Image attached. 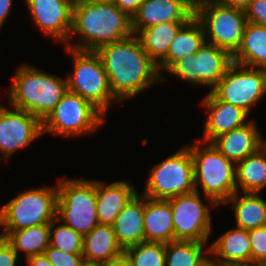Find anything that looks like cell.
Listing matches in <instances>:
<instances>
[{
  "label": "cell",
  "instance_id": "obj_39",
  "mask_svg": "<svg viewBox=\"0 0 266 266\" xmlns=\"http://www.w3.org/2000/svg\"><path fill=\"white\" fill-rule=\"evenodd\" d=\"M222 5L245 11L252 0H216Z\"/></svg>",
  "mask_w": 266,
  "mask_h": 266
},
{
  "label": "cell",
  "instance_id": "obj_1",
  "mask_svg": "<svg viewBox=\"0 0 266 266\" xmlns=\"http://www.w3.org/2000/svg\"><path fill=\"white\" fill-rule=\"evenodd\" d=\"M101 58L109 79L113 96L123 102L133 98L146 88L163 81L157 65L142 48L135 34L117 42L99 47Z\"/></svg>",
  "mask_w": 266,
  "mask_h": 266
},
{
  "label": "cell",
  "instance_id": "obj_46",
  "mask_svg": "<svg viewBox=\"0 0 266 266\" xmlns=\"http://www.w3.org/2000/svg\"><path fill=\"white\" fill-rule=\"evenodd\" d=\"M259 266H266V259H264L261 263H259Z\"/></svg>",
  "mask_w": 266,
  "mask_h": 266
},
{
  "label": "cell",
  "instance_id": "obj_13",
  "mask_svg": "<svg viewBox=\"0 0 266 266\" xmlns=\"http://www.w3.org/2000/svg\"><path fill=\"white\" fill-rule=\"evenodd\" d=\"M193 191L168 199L172 208L174 240L209 242L212 232L210 207Z\"/></svg>",
  "mask_w": 266,
  "mask_h": 266
},
{
  "label": "cell",
  "instance_id": "obj_25",
  "mask_svg": "<svg viewBox=\"0 0 266 266\" xmlns=\"http://www.w3.org/2000/svg\"><path fill=\"white\" fill-rule=\"evenodd\" d=\"M242 66L266 69V27L248 22L242 43L232 56Z\"/></svg>",
  "mask_w": 266,
  "mask_h": 266
},
{
  "label": "cell",
  "instance_id": "obj_26",
  "mask_svg": "<svg viewBox=\"0 0 266 266\" xmlns=\"http://www.w3.org/2000/svg\"><path fill=\"white\" fill-rule=\"evenodd\" d=\"M235 212L236 226L241 229L251 230L266 225V200L259 193L240 194L236 191L226 203Z\"/></svg>",
  "mask_w": 266,
  "mask_h": 266
},
{
  "label": "cell",
  "instance_id": "obj_47",
  "mask_svg": "<svg viewBox=\"0 0 266 266\" xmlns=\"http://www.w3.org/2000/svg\"><path fill=\"white\" fill-rule=\"evenodd\" d=\"M4 239V237L2 236V234L0 233V242Z\"/></svg>",
  "mask_w": 266,
  "mask_h": 266
},
{
  "label": "cell",
  "instance_id": "obj_36",
  "mask_svg": "<svg viewBox=\"0 0 266 266\" xmlns=\"http://www.w3.org/2000/svg\"><path fill=\"white\" fill-rule=\"evenodd\" d=\"M17 252L4 238L0 242V266H16Z\"/></svg>",
  "mask_w": 266,
  "mask_h": 266
},
{
  "label": "cell",
  "instance_id": "obj_2",
  "mask_svg": "<svg viewBox=\"0 0 266 266\" xmlns=\"http://www.w3.org/2000/svg\"><path fill=\"white\" fill-rule=\"evenodd\" d=\"M74 34L81 40L74 46L69 41L64 47L96 51L103 45L130 37L131 18L115 4L75 0L70 38Z\"/></svg>",
  "mask_w": 266,
  "mask_h": 266
},
{
  "label": "cell",
  "instance_id": "obj_43",
  "mask_svg": "<svg viewBox=\"0 0 266 266\" xmlns=\"http://www.w3.org/2000/svg\"><path fill=\"white\" fill-rule=\"evenodd\" d=\"M219 266H259L253 262H219Z\"/></svg>",
  "mask_w": 266,
  "mask_h": 266
},
{
  "label": "cell",
  "instance_id": "obj_18",
  "mask_svg": "<svg viewBox=\"0 0 266 266\" xmlns=\"http://www.w3.org/2000/svg\"><path fill=\"white\" fill-rule=\"evenodd\" d=\"M251 120L244 126L220 135L212 143L230 161L237 164L247 156L256 153L266 142Z\"/></svg>",
  "mask_w": 266,
  "mask_h": 266
},
{
  "label": "cell",
  "instance_id": "obj_24",
  "mask_svg": "<svg viewBox=\"0 0 266 266\" xmlns=\"http://www.w3.org/2000/svg\"><path fill=\"white\" fill-rule=\"evenodd\" d=\"M209 252L218 262H251L248 230H228L209 246Z\"/></svg>",
  "mask_w": 266,
  "mask_h": 266
},
{
  "label": "cell",
  "instance_id": "obj_32",
  "mask_svg": "<svg viewBox=\"0 0 266 266\" xmlns=\"http://www.w3.org/2000/svg\"><path fill=\"white\" fill-rule=\"evenodd\" d=\"M55 222L61 223L55 227ZM54 229V230H53ZM50 246L66 253L83 252V235L69 227L58 217L50 223Z\"/></svg>",
  "mask_w": 266,
  "mask_h": 266
},
{
  "label": "cell",
  "instance_id": "obj_22",
  "mask_svg": "<svg viewBox=\"0 0 266 266\" xmlns=\"http://www.w3.org/2000/svg\"><path fill=\"white\" fill-rule=\"evenodd\" d=\"M205 42L206 38L200 21L195 16L191 17L177 31L169 45L166 57L157 65L159 74L162 76L160 71H166L175 61L187 55H194Z\"/></svg>",
  "mask_w": 266,
  "mask_h": 266
},
{
  "label": "cell",
  "instance_id": "obj_5",
  "mask_svg": "<svg viewBox=\"0 0 266 266\" xmlns=\"http://www.w3.org/2000/svg\"><path fill=\"white\" fill-rule=\"evenodd\" d=\"M194 16L200 21L206 42L233 56L239 49L248 20L245 11L216 0H195Z\"/></svg>",
  "mask_w": 266,
  "mask_h": 266
},
{
  "label": "cell",
  "instance_id": "obj_23",
  "mask_svg": "<svg viewBox=\"0 0 266 266\" xmlns=\"http://www.w3.org/2000/svg\"><path fill=\"white\" fill-rule=\"evenodd\" d=\"M124 254L112 225L98 224L83 236V259L89 262L109 263Z\"/></svg>",
  "mask_w": 266,
  "mask_h": 266
},
{
  "label": "cell",
  "instance_id": "obj_28",
  "mask_svg": "<svg viewBox=\"0 0 266 266\" xmlns=\"http://www.w3.org/2000/svg\"><path fill=\"white\" fill-rule=\"evenodd\" d=\"M184 23L186 22H163L141 29L136 34L142 48L156 65L166 57L170 43Z\"/></svg>",
  "mask_w": 266,
  "mask_h": 266
},
{
  "label": "cell",
  "instance_id": "obj_38",
  "mask_svg": "<svg viewBox=\"0 0 266 266\" xmlns=\"http://www.w3.org/2000/svg\"><path fill=\"white\" fill-rule=\"evenodd\" d=\"M13 0H0V29L11 13Z\"/></svg>",
  "mask_w": 266,
  "mask_h": 266
},
{
  "label": "cell",
  "instance_id": "obj_27",
  "mask_svg": "<svg viewBox=\"0 0 266 266\" xmlns=\"http://www.w3.org/2000/svg\"><path fill=\"white\" fill-rule=\"evenodd\" d=\"M266 187V144L236 164V189L259 193Z\"/></svg>",
  "mask_w": 266,
  "mask_h": 266
},
{
  "label": "cell",
  "instance_id": "obj_12",
  "mask_svg": "<svg viewBox=\"0 0 266 266\" xmlns=\"http://www.w3.org/2000/svg\"><path fill=\"white\" fill-rule=\"evenodd\" d=\"M232 62L226 50L205 42L194 55L175 61L165 72L189 83L207 85L211 91Z\"/></svg>",
  "mask_w": 266,
  "mask_h": 266
},
{
  "label": "cell",
  "instance_id": "obj_15",
  "mask_svg": "<svg viewBox=\"0 0 266 266\" xmlns=\"http://www.w3.org/2000/svg\"><path fill=\"white\" fill-rule=\"evenodd\" d=\"M75 0H26L35 26L55 40L69 42Z\"/></svg>",
  "mask_w": 266,
  "mask_h": 266
},
{
  "label": "cell",
  "instance_id": "obj_30",
  "mask_svg": "<svg viewBox=\"0 0 266 266\" xmlns=\"http://www.w3.org/2000/svg\"><path fill=\"white\" fill-rule=\"evenodd\" d=\"M206 244L183 240L166 243L165 266H197L210 253Z\"/></svg>",
  "mask_w": 266,
  "mask_h": 266
},
{
  "label": "cell",
  "instance_id": "obj_29",
  "mask_svg": "<svg viewBox=\"0 0 266 266\" xmlns=\"http://www.w3.org/2000/svg\"><path fill=\"white\" fill-rule=\"evenodd\" d=\"M1 234L17 254L24 252L26 259L44 253L50 245V223L21 230H3Z\"/></svg>",
  "mask_w": 266,
  "mask_h": 266
},
{
  "label": "cell",
  "instance_id": "obj_44",
  "mask_svg": "<svg viewBox=\"0 0 266 266\" xmlns=\"http://www.w3.org/2000/svg\"><path fill=\"white\" fill-rule=\"evenodd\" d=\"M81 266H105L104 263L83 261Z\"/></svg>",
  "mask_w": 266,
  "mask_h": 266
},
{
  "label": "cell",
  "instance_id": "obj_33",
  "mask_svg": "<svg viewBox=\"0 0 266 266\" xmlns=\"http://www.w3.org/2000/svg\"><path fill=\"white\" fill-rule=\"evenodd\" d=\"M251 262L259 264L266 259V225L248 230Z\"/></svg>",
  "mask_w": 266,
  "mask_h": 266
},
{
  "label": "cell",
  "instance_id": "obj_10",
  "mask_svg": "<svg viewBox=\"0 0 266 266\" xmlns=\"http://www.w3.org/2000/svg\"><path fill=\"white\" fill-rule=\"evenodd\" d=\"M104 117L105 115L91 102L67 90L42 121V131L67 138L91 134L105 122Z\"/></svg>",
  "mask_w": 266,
  "mask_h": 266
},
{
  "label": "cell",
  "instance_id": "obj_34",
  "mask_svg": "<svg viewBox=\"0 0 266 266\" xmlns=\"http://www.w3.org/2000/svg\"><path fill=\"white\" fill-rule=\"evenodd\" d=\"M44 254L54 266H81L84 261L82 253H66L50 245Z\"/></svg>",
  "mask_w": 266,
  "mask_h": 266
},
{
  "label": "cell",
  "instance_id": "obj_7",
  "mask_svg": "<svg viewBox=\"0 0 266 266\" xmlns=\"http://www.w3.org/2000/svg\"><path fill=\"white\" fill-rule=\"evenodd\" d=\"M55 187L29 189L12 198L0 208L2 229L21 230L51 223L57 217L58 188Z\"/></svg>",
  "mask_w": 266,
  "mask_h": 266
},
{
  "label": "cell",
  "instance_id": "obj_4",
  "mask_svg": "<svg viewBox=\"0 0 266 266\" xmlns=\"http://www.w3.org/2000/svg\"><path fill=\"white\" fill-rule=\"evenodd\" d=\"M187 146L193 161L195 191L199 192L197 185H200L210 205L225 204L237 191L236 164L228 160L213 143L197 138L195 144Z\"/></svg>",
  "mask_w": 266,
  "mask_h": 266
},
{
  "label": "cell",
  "instance_id": "obj_11",
  "mask_svg": "<svg viewBox=\"0 0 266 266\" xmlns=\"http://www.w3.org/2000/svg\"><path fill=\"white\" fill-rule=\"evenodd\" d=\"M218 100L241 107L248 113L266 94V69L232 62L210 91Z\"/></svg>",
  "mask_w": 266,
  "mask_h": 266
},
{
  "label": "cell",
  "instance_id": "obj_45",
  "mask_svg": "<svg viewBox=\"0 0 266 266\" xmlns=\"http://www.w3.org/2000/svg\"><path fill=\"white\" fill-rule=\"evenodd\" d=\"M90 1L115 4L116 0H90Z\"/></svg>",
  "mask_w": 266,
  "mask_h": 266
},
{
  "label": "cell",
  "instance_id": "obj_19",
  "mask_svg": "<svg viewBox=\"0 0 266 266\" xmlns=\"http://www.w3.org/2000/svg\"><path fill=\"white\" fill-rule=\"evenodd\" d=\"M123 250L145 241L144 195L136 193L124 206L112 224Z\"/></svg>",
  "mask_w": 266,
  "mask_h": 266
},
{
  "label": "cell",
  "instance_id": "obj_9",
  "mask_svg": "<svg viewBox=\"0 0 266 266\" xmlns=\"http://www.w3.org/2000/svg\"><path fill=\"white\" fill-rule=\"evenodd\" d=\"M148 170L150 174L142 192L145 197L168 200L195 191L193 161L188 146Z\"/></svg>",
  "mask_w": 266,
  "mask_h": 266
},
{
  "label": "cell",
  "instance_id": "obj_6",
  "mask_svg": "<svg viewBox=\"0 0 266 266\" xmlns=\"http://www.w3.org/2000/svg\"><path fill=\"white\" fill-rule=\"evenodd\" d=\"M73 55L72 74L68 75V91L91 102L105 116L111 104L120 103L112 94L109 79L96 51L76 50L66 47Z\"/></svg>",
  "mask_w": 266,
  "mask_h": 266
},
{
  "label": "cell",
  "instance_id": "obj_21",
  "mask_svg": "<svg viewBox=\"0 0 266 266\" xmlns=\"http://www.w3.org/2000/svg\"><path fill=\"white\" fill-rule=\"evenodd\" d=\"M173 214L168 200L144 196V235L147 242L169 243L174 240Z\"/></svg>",
  "mask_w": 266,
  "mask_h": 266
},
{
  "label": "cell",
  "instance_id": "obj_42",
  "mask_svg": "<svg viewBox=\"0 0 266 266\" xmlns=\"http://www.w3.org/2000/svg\"><path fill=\"white\" fill-rule=\"evenodd\" d=\"M197 266H219V262L210 254L207 255Z\"/></svg>",
  "mask_w": 266,
  "mask_h": 266
},
{
  "label": "cell",
  "instance_id": "obj_40",
  "mask_svg": "<svg viewBox=\"0 0 266 266\" xmlns=\"http://www.w3.org/2000/svg\"><path fill=\"white\" fill-rule=\"evenodd\" d=\"M26 261L29 266H54L44 253L29 257Z\"/></svg>",
  "mask_w": 266,
  "mask_h": 266
},
{
  "label": "cell",
  "instance_id": "obj_37",
  "mask_svg": "<svg viewBox=\"0 0 266 266\" xmlns=\"http://www.w3.org/2000/svg\"><path fill=\"white\" fill-rule=\"evenodd\" d=\"M143 1L144 0H116L115 5L132 19Z\"/></svg>",
  "mask_w": 266,
  "mask_h": 266
},
{
  "label": "cell",
  "instance_id": "obj_20",
  "mask_svg": "<svg viewBox=\"0 0 266 266\" xmlns=\"http://www.w3.org/2000/svg\"><path fill=\"white\" fill-rule=\"evenodd\" d=\"M136 193V188L128 181H115L109 185L96 181L98 223L112 225L120 211Z\"/></svg>",
  "mask_w": 266,
  "mask_h": 266
},
{
  "label": "cell",
  "instance_id": "obj_14",
  "mask_svg": "<svg viewBox=\"0 0 266 266\" xmlns=\"http://www.w3.org/2000/svg\"><path fill=\"white\" fill-rule=\"evenodd\" d=\"M10 108L0 103V153L6 159L43 134L39 118L25 110Z\"/></svg>",
  "mask_w": 266,
  "mask_h": 266
},
{
  "label": "cell",
  "instance_id": "obj_3",
  "mask_svg": "<svg viewBox=\"0 0 266 266\" xmlns=\"http://www.w3.org/2000/svg\"><path fill=\"white\" fill-rule=\"evenodd\" d=\"M67 78L22 64L16 69L7 93L11 107L25 110L43 121L67 92Z\"/></svg>",
  "mask_w": 266,
  "mask_h": 266
},
{
  "label": "cell",
  "instance_id": "obj_41",
  "mask_svg": "<svg viewBox=\"0 0 266 266\" xmlns=\"http://www.w3.org/2000/svg\"><path fill=\"white\" fill-rule=\"evenodd\" d=\"M105 266H133L128 257L123 254L120 257L106 263Z\"/></svg>",
  "mask_w": 266,
  "mask_h": 266
},
{
  "label": "cell",
  "instance_id": "obj_35",
  "mask_svg": "<svg viewBox=\"0 0 266 266\" xmlns=\"http://www.w3.org/2000/svg\"><path fill=\"white\" fill-rule=\"evenodd\" d=\"M248 22L266 27V0H252L245 10Z\"/></svg>",
  "mask_w": 266,
  "mask_h": 266
},
{
  "label": "cell",
  "instance_id": "obj_31",
  "mask_svg": "<svg viewBox=\"0 0 266 266\" xmlns=\"http://www.w3.org/2000/svg\"><path fill=\"white\" fill-rule=\"evenodd\" d=\"M133 266H165L166 244L141 242L124 250Z\"/></svg>",
  "mask_w": 266,
  "mask_h": 266
},
{
  "label": "cell",
  "instance_id": "obj_17",
  "mask_svg": "<svg viewBox=\"0 0 266 266\" xmlns=\"http://www.w3.org/2000/svg\"><path fill=\"white\" fill-rule=\"evenodd\" d=\"M202 102V106L208 110V117L204 123L203 138L199 139L201 141L212 143L220 135L250 122L248 118L250 114L247 111L218 100L210 91Z\"/></svg>",
  "mask_w": 266,
  "mask_h": 266
},
{
  "label": "cell",
  "instance_id": "obj_16",
  "mask_svg": "<svg viewBox=\"0 0 266 266\" xmlns=\"http://www.w3.org/2000/svg\"><path fill=\"white\" fill-rule=\"evenodd\" d=\"M195 0H144L131 19L133 34L163 22H187L194 16Z\"/></svg>",
  "mask_w": 266,
  "mask_h": 266
},
{
  "label": "cell",
  "instance_id": "obj_8",
  "mask_svg": "<svg viewBox=\"0 0 266 266\" xmlns=\"http://www.w3.org/2000/svg\"><path fill=\"white\" fill-rule=\"evenodd\" d=\"M59 180L57 217L84 236L99 224L96 181L78 178Z\"/></svg>",
  "mask_w": 266,
  "mask_h": 266
}]
</instances>
